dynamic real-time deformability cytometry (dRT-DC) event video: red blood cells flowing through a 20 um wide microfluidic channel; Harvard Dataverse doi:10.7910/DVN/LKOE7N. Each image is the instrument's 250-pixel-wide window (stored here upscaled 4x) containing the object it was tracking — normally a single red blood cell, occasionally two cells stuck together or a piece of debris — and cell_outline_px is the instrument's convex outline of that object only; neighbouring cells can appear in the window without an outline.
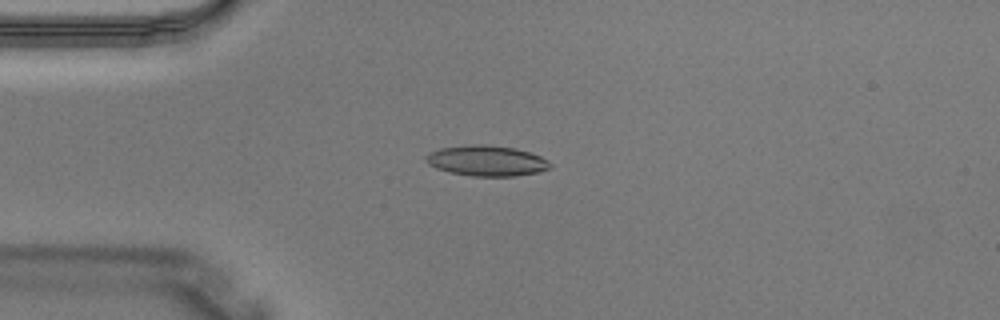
{"species": "Egyptian fruit bat (a non-hibernating species)", "species_latin": "Rousettus aegyptiacus", "temperature_condition": "warm", "stored_images_in_passage": 3, "camera_frame_rate_fps": 3000, "um_per_image_px": 0.085, "animal": {"sex": "male"}, "frame": {"image": 1, "passage_image": 3, "time_ms": 0.667, "image_size_px": [1000, 320], "cell_outline_px": [[552, 168], [540, 172], [516, 176], [472, 176], [448, 172], [436, 168], [428, 164], [424, 160], [424, 156], [428, 152], [440, 148], [464, 144], [488, 144], [516, 148], [540, 156], [552, 164]], "centroid_in_image_um": [41.33, 13.65], "position_along_channel_um": 43.7, "area_um2": 22.54}}